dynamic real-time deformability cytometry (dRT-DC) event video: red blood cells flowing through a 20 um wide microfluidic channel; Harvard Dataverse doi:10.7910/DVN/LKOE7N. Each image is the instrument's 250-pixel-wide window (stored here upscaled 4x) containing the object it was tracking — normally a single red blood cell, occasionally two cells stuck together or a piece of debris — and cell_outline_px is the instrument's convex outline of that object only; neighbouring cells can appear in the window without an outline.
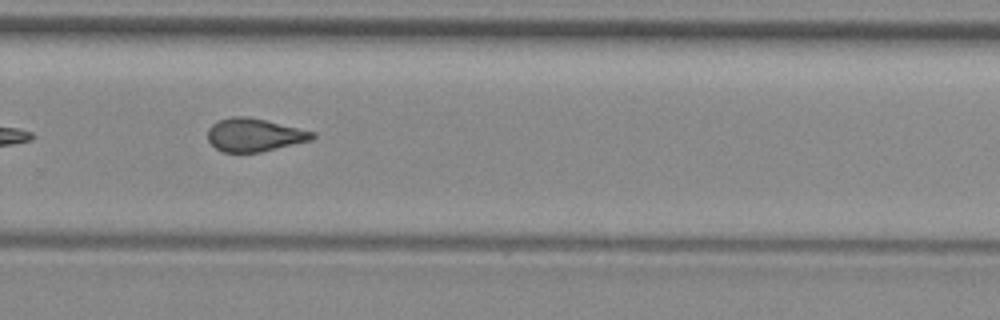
{"species": "common noctule bat (a hibernating species)", "species_latin": "Nyctalus noctula", "temperature_condition": "room temperature", "stored_images_in_passage": 28, "camera_frame_rate_fps": 3000, "um_per_image_px": 0.085, "animal": {"sex": "female", "body_mass_g": 29.2, "forearm_length_mm": 56.3}, "frame": {"image": 1, "passage_image": 20, "time_ms": 6.333, "image_size_px": [1000, 320], "cell_outline_px": [[316, 136], [312, 140], [260, 152], [224, 152], [216, 148], [208, 140], [208, 128], [212, 124], [220, 120], [232, 116], [244, 116], [264, 120], [316, 132]], "centroid_in_image_um": [21.62, 11.47], "position_along_channel_um": 308.2, "area_um2": 20.0}}